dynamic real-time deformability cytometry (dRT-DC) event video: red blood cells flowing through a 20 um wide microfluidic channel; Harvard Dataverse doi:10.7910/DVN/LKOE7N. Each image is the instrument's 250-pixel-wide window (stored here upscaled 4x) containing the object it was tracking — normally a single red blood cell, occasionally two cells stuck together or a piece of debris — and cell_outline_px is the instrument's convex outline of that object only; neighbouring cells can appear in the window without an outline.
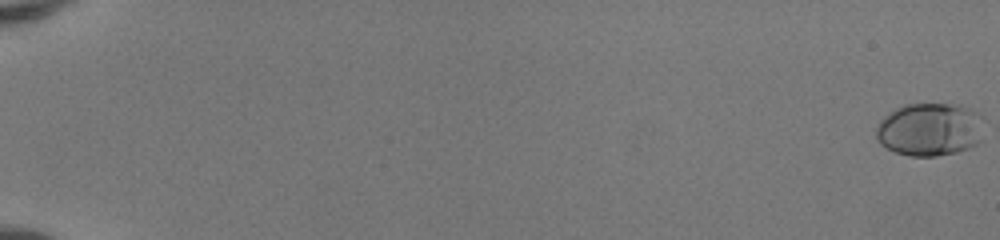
{"species": "human", "species_latin": "Homo sapiens", "temperature_condition": "room temperature", "stored_images_in_passage": 53, "camera_frame_rate_fps": 3000, "um_per_image_px": 0.085, "donor": {"sex": "female"}, "frame": {"image": 1, "passage_image": 1, "time_ms": 0.0, "image_size_px": [1000, 240], "cell_outline_px": [[984, 116], [980, 140], [976, 144], [968, 148], [956, 152], [936, 156], [912, 156], [896, 152], [880, 144], [876, 140], [876, 128], [880, 120], [884, 116], [896, 108], [904, 104], [960, 104]], "centroid_in_image_um": [79.03, 10.99], "position_along_channel_um": 6.0, "area_um2": 33.58}}
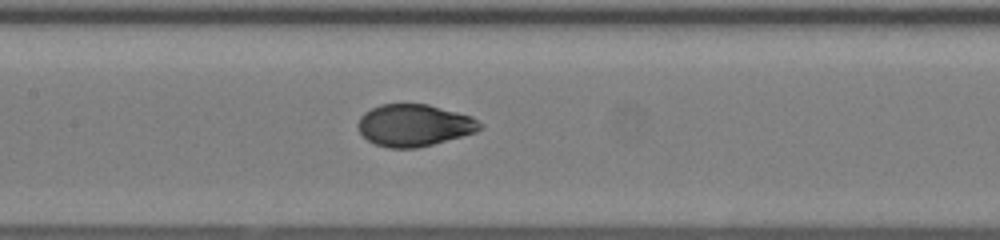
{"frame": {"image": 2, "passage_image": 29, "time_ms": 9.333, "image_size_px": [1000, 240], "cell_outline_px": [[484, 128], [476, 132], [432, 144], [416, 148], [388, 148], [376, 144], [368, 140], [360, 132], [356, 124], [360, 116], [364, 112], [380, 104], [428, 104], [472, 116], [484, 124]], "centroid_in_image_um": [35.22, 10.64], "position_along_channel_um": 172.2, "area_um2": 29.94}}
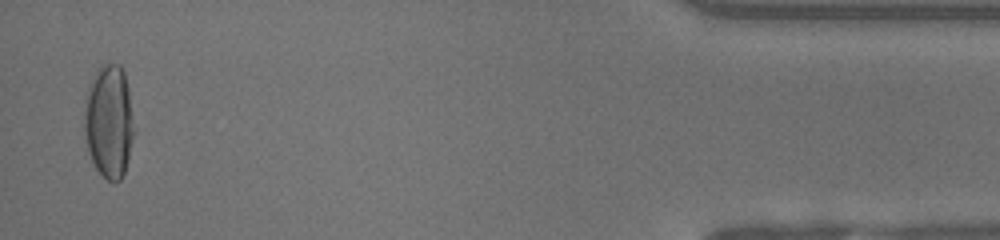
{"frame": {"image": 3, "passage_image": 52, "time_ms": 17.0, "image_size_px": [1000, 240], "cell_outline_px": [[132, 136], [128, 156], [124, 172], [120, 180], [108, 180], [96, 168], [88, 152], [84, 132], [84, 112], [88, 92], [96, 68], [100, 64], [120, 64], [124, 72], [128, 88], [132, 116]], "centroid_in_image_um": [9.24, 10.28], "position_along_channel_um": 426.0, "area_um2": 32.14}, "authors_computed_cell_mechanics": {"area_um2": 30.4028, "velocity_mm_per_s": 4.1789, "shape_relaxation_time_tau1_ms": 4.7327, "shape_relaxation_time_tau2_ms": null, "deformation_change_tau1": 0.2096, "deformation_change_tau2": null}}